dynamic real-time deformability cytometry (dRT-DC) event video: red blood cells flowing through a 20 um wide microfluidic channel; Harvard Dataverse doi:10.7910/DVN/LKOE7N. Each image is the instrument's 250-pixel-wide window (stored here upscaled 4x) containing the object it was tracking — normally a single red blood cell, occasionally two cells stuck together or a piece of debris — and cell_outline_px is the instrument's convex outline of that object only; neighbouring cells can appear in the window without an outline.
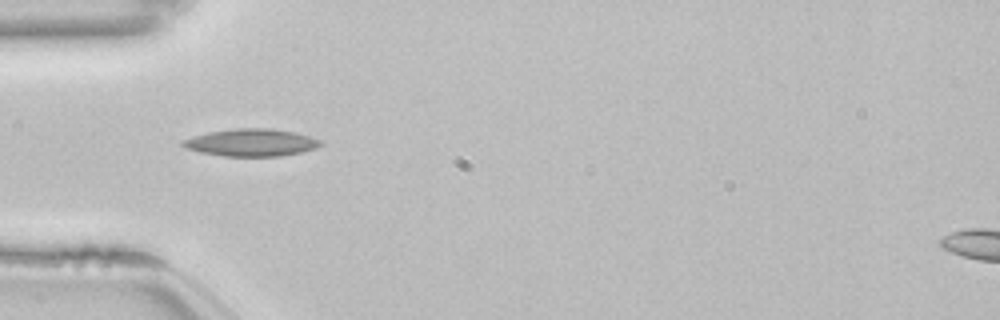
{"species": "common noctule bat (a hibernating species)", "species_latin": "Nyctalus noctula", "temperature_condition": "room temperature", "stored_images_in_passage": 53, "camera_frame_rate_fps": 3000, "um_per_image_px": 0.085, "animal": {"sex": "female", "body_mass_g": 22.7, "forearm_length_mm": 54.2}, "frame": {"image": 1, "passage_image": 16, "time_ms": 5.0, "image_size_px": [1000, 320], "cell_outline_px": [[324, 144], [316, 148], [300, 152], [280, 156], [224, 156], [200, 152], [184, 148], [180, 144], [180, 140], [208, 132], [236, 128], [268, 128], [296, 132], [320, 140]], "centroid_in_image_um": [21.33, 12.11], "position_along_channel_um": 63.7, "area_um2": 22.02}, "authors_computed_cell_mechanics": {"area_um2": 19.8254, "velocity_mm_per_s": 3.8504, "shape_relaxation_time_tau1_ms": null, "shape_relaxation_time_tau2_ms": 9.8611, "deformation_change_tau1": null, "deformation_change_tau2": 0.2222}}